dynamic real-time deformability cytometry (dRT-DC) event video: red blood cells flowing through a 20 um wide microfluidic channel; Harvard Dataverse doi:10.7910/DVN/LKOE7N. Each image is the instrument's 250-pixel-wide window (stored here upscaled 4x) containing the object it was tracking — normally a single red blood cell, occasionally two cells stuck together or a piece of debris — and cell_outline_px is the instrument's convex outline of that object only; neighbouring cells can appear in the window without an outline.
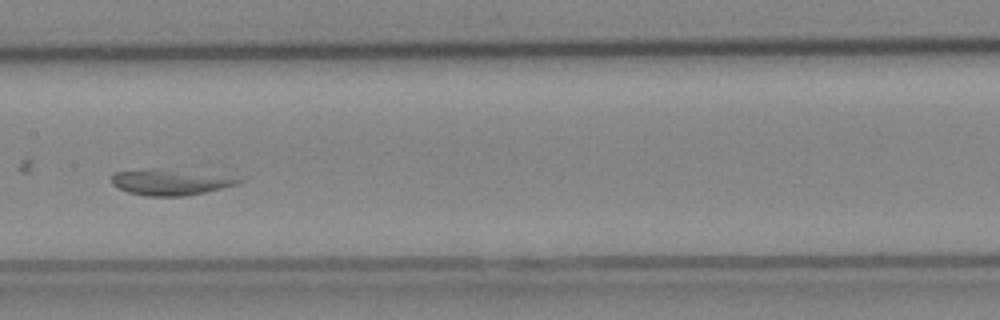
{"species": "Egyptian fruit bat (a non-hibernating species)", "species_latin": "Rousettus aegyptiacus", "temperature_condition": "cold", "stored_images_in_passage": 26, "camera_frame_rate_fps": 3000, "um_per_image_px": 0.085, "animal": {"sex": "female"}, "frame": {"image": 1, "passage_image": 10, "time_ms": 3.0, "image_size_px": [1000, 320], "cell_outline_px": [[248, 176], [244, 180], [236, 184], [204, 192], [184, 196], [144, 196], [128, 192], [112, 184], [112, 172], [148, 168], [156, 168]], "centroid_in_image_um": [14.57, 15.45], "position_along_channel_um": 192.8, "area_um2": 19.71}}